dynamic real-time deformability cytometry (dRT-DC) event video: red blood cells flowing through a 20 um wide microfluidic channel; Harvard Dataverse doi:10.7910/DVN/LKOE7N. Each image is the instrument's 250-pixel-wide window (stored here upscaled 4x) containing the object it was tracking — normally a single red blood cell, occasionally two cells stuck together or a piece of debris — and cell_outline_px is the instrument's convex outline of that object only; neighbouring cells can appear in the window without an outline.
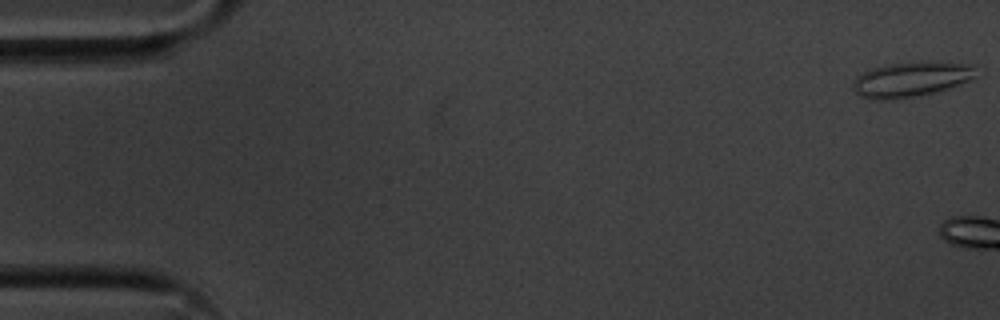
{"species": "common noctule bat (a hibernating species)", "species_latin": "Nyctalus noctula", "temperature_condition": "cold", "stored_images_in_passage": 4, "camera_frame_rate_fps": 3000, "um_per_image_px": 0.085, "animal": {"sex": "male", "body_mass_g": 20.1, "forearm_length_mm": 53.5}, "frame": {"image": 1, "passage_image": 1, "time_ms": 0.0, "image_size_px": [1000, 320], "cell_outline_px": [[976, 76], [968, 80], [948, 88], [936, 92], [892, 100], [876, 100], [860, 96], [852, 88], [852, 84], [856, 76], [868, 68], [892, 64], [920, 60], [972, 64]], "centroid_in_image_um": [77.39, 6.73], "position_along_channel_um": 7.6, "area_um2": 25.32}}